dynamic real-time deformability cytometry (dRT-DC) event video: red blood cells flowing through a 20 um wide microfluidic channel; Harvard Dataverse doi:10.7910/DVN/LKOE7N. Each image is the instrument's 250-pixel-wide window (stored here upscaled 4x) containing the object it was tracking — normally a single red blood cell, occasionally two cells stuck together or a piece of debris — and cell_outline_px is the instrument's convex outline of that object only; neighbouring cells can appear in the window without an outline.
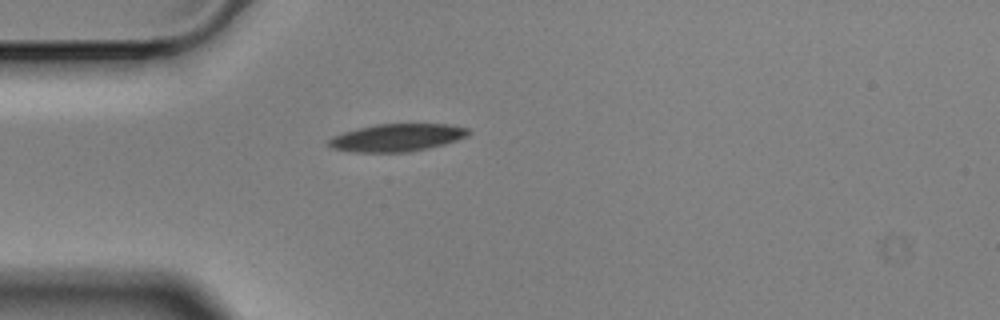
{"species": "Egyptian fruit bat (a non-hibernating species)", "species_latin": "Rousettus aegyptiacus", "temperature_condition": "cold", "stored_images_in_passage": 6, "camera_frame_rate_fps": 3000, "um_per_image_px": 0.085, "animal": {"sex": "male"}, "frame": {"image": 1, "passage_image": 1, "time_ms": 0.0, "image_size_px": [1000, 320], "cell_outline_px": [[472, 132], [468, 136], [444, 144], [428, 148], [408, 152], [352, 152], [332, 148], [328, 144], [328, 140], [332, 136], [344, 132], [376, 124], [448, 124], [468, 128]], "centroid_in_image_um": [33.76, 11.7], "position_along_channel_um": 51.2, "area_um2": 22.43}}
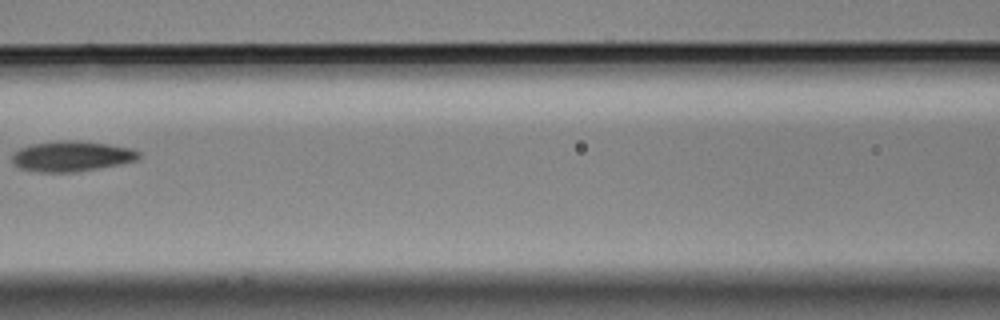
{"frame": {"image": 2, "passage_image": 4, "time_ms": 1.0, "image_size_px": [1000, 320], "cell_outline_px": [[140, 160], [120, 164], [76, 172], [36, 172], [20, 168], [12, 164], [12, 152], [20, 148], [32, 144], [60, 140], [76, 140], [132, 148], [140, 152]], "centroid_in_image_um": [6.07, 13.28], "position_along_channel_um": 160.5, "area_um2": 22.6}}
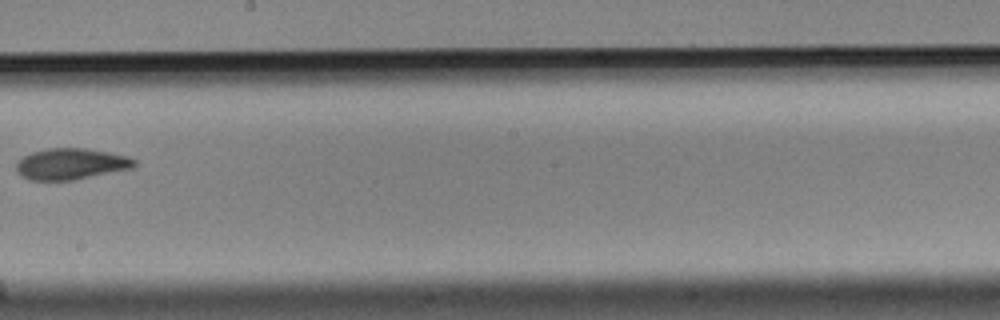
{"frame": {"image": 3, "passage_image": 6, "time_ms": 1.667, "image_size_px": [1000, 320], "cell_outline_px": [[136, 164], [132, 168], [72, 180], [28, 180], [20, 176], [16, 172], [16, 164], [24, 156], [32, 152], [48, 148], [84, 148], [108, 152], [128, 156], [136, 160]], "centroid_in_image_um": [6.01, 13.93], "position_along_channel_um": 242.2, "area_um2": 21.39}}